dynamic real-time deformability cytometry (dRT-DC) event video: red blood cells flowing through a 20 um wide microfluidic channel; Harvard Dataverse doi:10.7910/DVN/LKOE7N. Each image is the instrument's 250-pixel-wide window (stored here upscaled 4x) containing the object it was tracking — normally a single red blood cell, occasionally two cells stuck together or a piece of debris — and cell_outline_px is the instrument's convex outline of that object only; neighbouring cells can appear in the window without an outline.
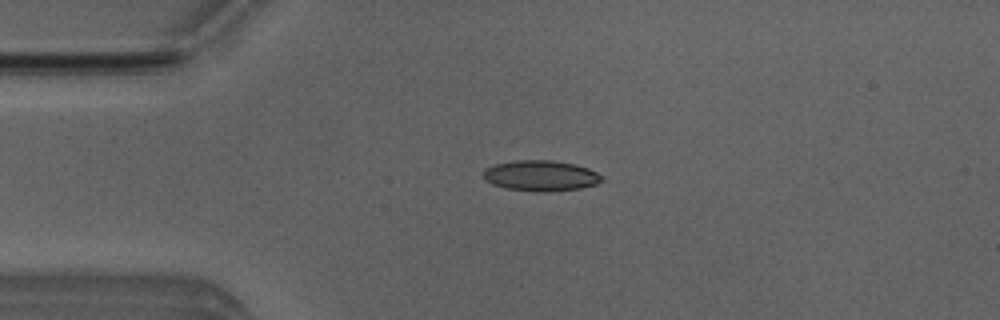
{"species": "Egyptian fruit bat (a non-hibernating species)", "species_latin": "Rousettus aegyptiacus", "temperature_condition": "room temperature", "stored_images_in_passage": 42, "camera_frame_rate_fps": 3000, "um_per_image_px": 0.085, "animal": {"sex": "male"}, "frame": {"image": 1, "passage_image": 3, "time_ms": 0.667, "image_size_px": [1000, 320], "cell_outline_px": [[604, 180], [596, 184], [580, 188], [548, 192], [536, 192], [504, 188], [492, 184], [484, 180], [484, 168], [496, 164], [516, 160], [552, 160], [576, 164], [588, 168], [604, 176]], "centroid_in_image_um": [45.98, 14.94], "position_along_channel_um": 39.0, "area_um2": 21.39}}
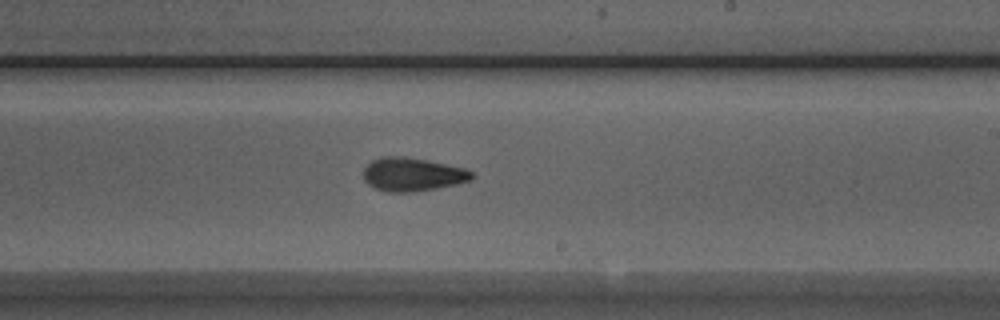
{"frame": {"image": 2, "passage_image": 21, "time_ms": 6.667, "image_size_px": [1000, 320], "cell_outline_px": [[476, 176], [472, 180], [456, 184], [436, 188], [412, 192], [388, 192], [372, 188], [364, 180], [364, 168], [372, 160], [380, 156], [400, 156], [424, 160], [464, 168], [472, 172]], "centroid_in_image_um": [35.04, 14.83], "position_along_channel_um": 254.0, "area_um2": 21.1}}
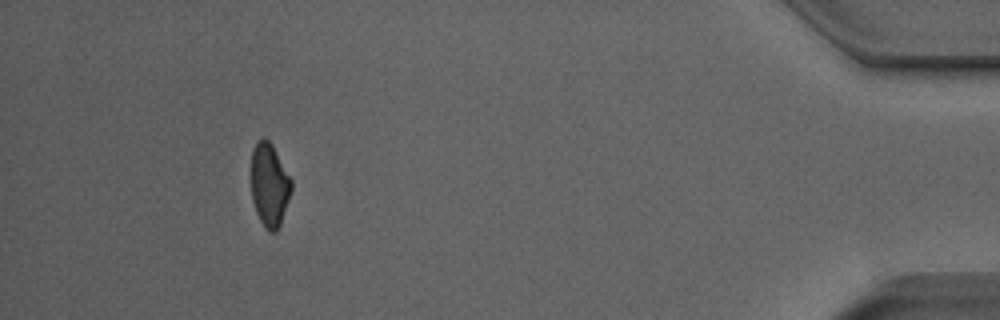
{"frame": {"image": 3, "passage_image": 38, "time_ms": 12.333, "image_size_px": [1000, 320], "cell_outline_px": [[292, 188], [280, 224], [276, 232], [268, 232], [264, 228], [256, 212], [252, 200], [252, 148], [256, 140], [264, 136], [272, 144], [292, 180]], "centroid_in_image_um": [22.89, 15.7], "position_along_channel_um": 412.3, "area_um2": 19.54}, "authors_computed_cell_mechanics": {"area_um2": 20.4901, "velocity_mm_per_s": 3.9996, "shape_relaxation_time_tau1_ms": 5.0445, "shape_relaxation_time_tau2_ms": 3.9824, "deformation_change_tau1": 0.1595, "deformation_change_tau2": 0.1076}}